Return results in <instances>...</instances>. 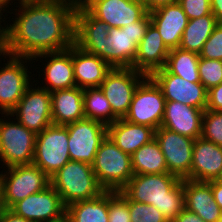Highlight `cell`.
Wrapping results in <instances>:
<instances>
[{
	"label": "cell",
	"mask_w": 222,
	"mask_h": 222,
	"mask_svg": "<svg viewBox=\"0 0 222 222\" xmlns=\"http://www.w3.org/2000/svg\"><path fill=\"white\" fill-rule=\"evenodd\" d=\"M79 0H18L12 23H6L1 51L33 58L69 48L74 43L75 10ZM18 5V6H17ZM18 13H17V12ZM15 17V18H13Z\"/></svg>",
	"instance_id": "6da1fadb"
},
{
	"label": "cell",
	"mask_w": 222,
	"mask_h": 222,
	"mask_svg": "<svg viewBox=\"0 0 222 222\" xmlns=\"http://www.w3.org/2000/svg\"><path fill=\"white\" fill-rule=\"evenodd\" d=\"M121 192L130 201L153 205L169 222L185 208L183 179L171 173L134 175Z\"/></svg>",
	"instance_id": "7a4b0ae2"
},
{
	"label": "cell",
	"mask_w": 222,
	"mask_h": 222,
	"mask_svg": "<svg viewBox=\"0 0 222 222\" xmlns=\"http://www.w3.org/2000/svg\"><path fill=\"white\" fill-rule=\"evenodd\" d=\"M151 23L147 12L140 20L118 28H109V35L102 41H74L86 52L95 54L112 68H132L138 45Z\"/></svg>",
	"instance_id": "3957f363"
},
{
	"label": "cell",
	"mask_w": 222,
	"mask_h": 222,
	"mask_svg": "<svg viewBox=\"0 0 222 222\" xmlns=\"http://www.w3.org/2000/svg\"><path fill=\"white\" fill-rule=\"evenodd\" d=\"M50 181L66 207L77 201L98 197L105 191L99 185L91 164L85 162L69 160Z\"/></svg>",
	"instance_id": "277c9868"
},
{
	"label": "cell",
	"mask_w": 222,
	"mask_h": 222,
	"mask_svg": "<svg viewBox=\"0 0 222 222\" xmlns=\"http://www.w3.org/2000/svg\"><path fill=\"white\" fill-rule=\"evenodd\" d=\"M105 191H121L134 176L131 155L123 152L107 135L91 164Z\"/></svg>",
	"instance_id": "5b68a950"
},
{
	"label": "cell",
	"mask_w": 222,
	"mask_h": 222,
	"mask_svg": "<svg viewBox=\"0 0 222 222\" xmlns=\"http://www.w3.org/2000/svg\"><path fill=\"white\" fill-rule=\"evenodd\" d=\"M1 117L4 118H0V163L3 162L0 168L33 163L36 134L10 119V113Z\"/></svg>",
	"instance_id": "8992f818"
},
{
	"label": "cell",
	"mask_w": 222,
	"mask_h": 222,
	"mask_svg": "<svg viewBox=\"0 0 222 222\" xmlns=\"http://www.w3.org/2000/svg\"><path fill=\"white\" fill-rule=\"evenodd\" d=\"M50 185V178L33 163L7 167L0 172V187L7 209Z\"/></svg>",
	"instance_id": "52a82bcc"
},
{
	"label": "cell",
	"mask_w": 222,
	"mask_h": 222,
	"mask_svg": "<svg viewBox=\"0 0 222 222\" xmlns=\"http://www.w3.org/2000/svg\"><path fill=\"white\" fill-rule=\"evenodd\" d=\"M70 160L66 125L51 124L36 134L33 164L49 178Z\"/></svg>",
	"instance_id": "ba28073f"
},
{
	"label": "cell",
	"mask_w": 222,
	"mask_h": 222,
	"mask_svg": "<svg viewBox=\"0 0 222 222\" xmlns=\"http://www.w3.org/2000/svg\"><path fill=\"white\" fill-rule=\"evenodd\" d=\"M1 57L7 60V63H3V67L0 66V114L4 115L9 114L16 107L27 88L34 83L31 80L33 74L28 69L33 60L11 56L2 51Z\"/></svg>",
	"instance_id": "9c48e42d"
},
{
	"label": "cell",
	"mask_w": 222,
	"mask_h": 222,
	"mask_svg": "<svg viewBox=\"0 0 222 222\" xmlns=\"http://www.w3.org/2000/svg\"><path fill=\"white\" fill-rule=\"evenodd\" d=\"M165 103L161 88L147 76L136 88L129 110L123 119L157 130L162 124Z\"/></svg>",
	"instance_id": "30bf717a"
},
{
	"label": "cell",
	"mask_w": 222,
	"mask_h": 222,
	"mask_svg": "<svg viewBox=\"0 0 222 222\" xmlns=\"http://www.w3.org/2000/svg\"><path fill=\"white\" fill-rule=\"evenodd\" d=\"M35 82L34 80L35 87L32 83L27 88L19 103L10 112V115L28 130L38 134L53 122L51 92L39 87V85L37 86Z\"/></svg>",
	"instance_id": "8fae6325"
},
{
	"label": "cell",
	"mask_w": 222,
	"mask_h": 222,
	"mask_svg": "<svg viewBox=\"0 0 222 222\" xmlns=\"http://www.w3.org/2000/svg\"><path fill=\"white\" fill-rule=\"evenodd\" d=\"M70 160L92 164L99 146L107 136L103 123L83 118L66 125Z\"/></svg>",
	"instance_id": "7c38bea8"
},
{
	"label": "cell",
	"mask_w": 222,
	"mask_h": 222,
	"mask_svg": "<svg viewBox=\"0 0 222 222\" xmlns=\"http://www.w3.org/2000/svg\"><path fill=\"white\" fill-rule=\"evenodd\" d=\"M147 76L133 68H112L99 86L118 118L127 114L134 92Z\"/></svg>",
	"instance_id": "4fadbf2b"
},
{
	"label": "cell",
	"mask_w": 222,
	"mask_h": 222,
	"mask_svg": "<svg viewBox=\"0 0 222 222\" xmlns=\"http://www.w3.org/2000/svg\"><path fill=\"white\" fill-rule=\"evenodd\" d=\"M9 210L31 222H56L66 216V206L51 185L15 203Z\"/></svg>",
	"instance_id": "5bb4252c"
},
{
	"label": "cell",
	"mask_w": 222,
	"mask_h": 222,
	"mask_svg": "<svg viewBox=\"0 0 222 222\" xmlns=\"http://www.w3.org/2000/svg\"><path fill=\"white\" fill-rule=\"evenodd\" d=\"M155 140L165 157L168 173L190 180L195 139L160 127L155 130Z\"/></svg>",
	"instance_id": "9a60e30c"
},
{
	"label": "cell",
	"mask_w": 222,
	"mask_h": 222,
	"mask_svg": "<svg viewBox=\"0 0 222 222\" xmlns=\"http://www.w3.org/2000/svg\"><path fill=\"white\" fill-rule=\"evenodd\" d=\"M97 19L106 22L109 28H122L140 20L146 13L141 0H79Z\"/></svg>",
	"instance_id": "2e32d148"
},
{
	"label": "cell",
	"mask_w": 222,
	"mask_h": 222,
	"mask_svg": "<svg viewBox=\"0 0 222 222\" xmlns=\"http://www.w3.org/2000/svg\"><path fill=\"white\" fill-rule=\"evenodd\" d=\"M150 77L161 88L166 101H177L206 110L208 90L201 82L187 81L165 68L155 71Z\"/></svg>",
	"instance_id": "e0dca14e"
},
{
	"label": "cell",
	"mask_w": 222,
	"mask_h": 222,
	"mask_svg": "<svg viewBox=\"0 0 222 222\" xmlns=\"http://www.w3.org/2000/svg\"><path fill=\"white\" fill-rule=\"evenodd\" d=\"M38 58L40 60L42 58L40 62H42L41 65H44L42 66L43 69L40 70L42 72L41 75L44 76V79L42 78L41 80V83L42 85L44 83V86L42 87L40 83L41 88L52 92L55 90L76 87L72 64V45L65 50L39 54L33 57L32 60L39 61ZM43 58L45 62L43 61ZM43 80L45 82H43Z\"/></svg>",
	"instance_id": "ac0fdd59"
},
{
	"label": "cell",
	"mask_w": 222,
	"mask_h": 222,
	"mask_svg": "<svg viewBox=\"0 0 222 222\" xmlns=\"http://www.w3.org/2000/svg\"><path fill=\"white\" fill-rule=\"evenodd\" d=\"M204 110L177 101H166L161 127L197 139L202 135Z\"/></svg>",
	"instance_id": "d6986e66"
},
{
	"label": "cell",
	"mask_w": 222,
	"mask_h": 222,
	"mask_svg": "<svg viewBox=\"0 0 222 222\" xmlns=\"http://www.w3.org/2000/svg\"><path fill=\"white\" fill-rule=\"evenodd\" d=\"M170 49L165 45L157 28L150 23L145 36L138 45L132 68L146 76L163 69Z\"/></svg>",
	"instance_id": "ffe728a7"
},
{
	"label": "cell",
	"mask_w": 222,
	"mask_h": 222,
	"mask_svg": "<svg viewBox=\"0 0 222 222\" xmlns=\"http://www.w3.org/2000/svg\"><path fill=\"white\" fill-rule=\"evenodd\" d=\"M222 173V147L205 140L195 139L190 180L209 182L218 180Z\"/></svg>",
	"instance_id": "44dd1931"
},
{
	"label": "cell",
	"mask_w": 222,
	"mask_h": 222,
	"mask_svg": "<svg viewBox=\"0 0 222 222\" xmlns=\"http://www.w3.org/2000/svg\"><path fill=\"white\" fill-rule=\"evenodd\" d=\"M72 64L76 87L99 88L112 67L101 57L72 44Z\"/></svg>",
	"instance_id": "7402d4cb"
},
{
	"label": "cell",
	"mask_w": 222,
	"mask_h": 222,
	"mask_svg": "<svg viewBox=\"0 0 222 222\" xmlns=\"http://www.w3.org/2000/svg\"><path fill=\"white\" fill-rule=\"evenodd\" d=\"M151 23L157 28L163 42L169 49L179 47L188 17L176 2L162 6L150 13Z\"/></svg>",
	"instance_id": "603a6c76"
},
{
	"label": "cell",
	"mask_w": 222,
	"mask_h": 222,
	"mask_svg": "<svg viewBox=\"0 0 222 222\" xmlns=\"http://www.w3.org/2000/svg\"><path fill=\"white\" fill-rule=\"evenodd\" d=\"M185 208L205 222H219L222 210L214 200L211 181L197 182L183 179Z\"/></svg>",
	"instance_id": "cb8c5ba5"
},
{
	"label": "cell",
	"mask_w": 222,
	"mask_h": 222,
	"mask_svg": "<svg viewBox=\"0 0 222 222\" xmlns=\"http://www.w3.org/2000/svg\"><path fill=\"white\" fill-rule=\"evenodd\" d=\"M107 135L123 152L132 155L155 138V129L119 118L107 126Z\"/></svg>",
	"instance_id": "d4e9b609"
},
{
	"label": "cell",
	"mask_w": 222,
	"mask_h": 222,
	"mask_svg": "<svg viewBox=\"0 0 222 222\" xmlns=\"http://www.w3.org/2000/svg\"><path fill=\"white\" fill-rule=\"evenodd\" d=\"M84 89L72 87L51 92L52 122L67 125L85 118Z\"/></svg>",
	"instance_id": "484cf974"
},
{
	"label": "cell",
	"mask_w": 222,
	"mask_h": 222,
	"mask_svg": "<svg viewBox=\"0 0 222 222\" xmlns=\"http://www.w3.org/2000/svg\"><path fill=\"white\" fill-rule=\"evenodd\" d=\"M109 191L98 197L81 200L66 207V217L70 222H109Z\"/></svg>",
	"instance_id": "4316f807"
},
{
	"label": "cell",
	"mask_w": 222,
	"mask_h": 222,
	"mask_svg": "<svg viewBox=\"0 0 222 222\" xmlns=\"http://www.w3.org/2000/svg\"><path fill=\"white\" fill-rule=\"evenodd\" d=\"M217 24L218 22L212 13L188 20L179 47L200 54L204 43L210 37Z\"/></svg>",
	"instance_id": "83f0119b"
},
{
	"label": "cell",
	"mask_w": 222,
	"mask_h": 222,
	"mask_svg": "<svg viewBox=\"0 0 222 222\" xmlns=\"http://www.w3.org/2000/svg\"><path fill=\"white\" fill-rule=\"evenodd\" d=\"M131 160L134 175L168 173L165 157L155 138L137 149Z\"/></svg>",
	"instance_id": "f1b7e54d"
},
{
	"label": "cell",
	"mask_w": 222,
	"mask_h": 222,
	"mask_svg": "<svg viewBox=\"0 0 222 222\" xmlns=\"http://www.w3.org/2000/svg\"><path fill=\"white\" fill-rule=\"evenodd\" d=\"M108 35V24L95 18L78 1L75 10L74 41H102Z\"/></svg>",
	"instance_id": "f546056e"
},
{
	"label": "cell",
	"mask_w": 222,
	"mask_h": 222,
	"mask_svg": "<svg viewBox=\"0 0 222 222\" xmlns=\"http://www.w3.org/2000/svg\"><path fill=\"white\" fill-rule=\"evenodd\" d=\"M200 55L180 47L170 49L165 69L190 82H200L198 63Z\"/></svg>",
	"instance_id": "4dcf8cb0"
},
{
	"label": "cell",
	"mask_w": 222,
	"mask_h": 222,
	"mask_svg": "<svg viewBox=\"0 0 222 222\" xmlns=\"http://www.w3.org/2000/svg\"><path fill=\"white\" fill-rule=\"evenodd\" d=\"M84 115L103 123L105 126L119 119L113 112L109 101L100 88H86L83 94Z\"/></svg>",
	"instance_id": "1f68e13d"
},
{
	"label": "cell",
	"mask_w": 222,
	"mask_h": 222,
	"mask_svg": "<svg viewBox=\"0 0 222 222\" xmlns=\"http://www.w3.org/2000/svg\"><path fill=\"white\" fill-rule=\"evenodd\" d=\"M201 137L222 147V111L204 110Z\"/></svg>",
	"instance_id": "d6a6232c"
},
{
	"label": "cell",
	"mask_w": 222,
	"mask_h": 222,
	"mask_svg": "<svg viewBox=\"0 0 222 222\" xmlns=\"http://www.w3.org/2000/svg\"><path fill=\"white\" fill-rule=\"evenodd\" d=\"M200 82L209 90L222 83V61L200 58L198 63Z\"/></svg>",
	"instance_id": "836d02e7"
},
{
	"label": "cell",
	"mask_w": 222,
	"mask_h": 222,
	"mask_svg": "<svg viewBox=\"0 0 222 222\" xmlns=\"http://www.w3.org/2000/svg\"><path fill=\"white\" fill-rule=\"evenodd\" d=\"M128 208L131 222H169L153 205L128 199Z\"/></svg>",
	"instance_id": "e575fe53"
},
{
	"label": "cell",
	"mask_w": 222,
	"mask_h": 222,
	"mask_svg": "<svg viewBox=\"0 0 222 222\" xmlns=\"http://www.w3.org/2000/svg\"><path fill=\"white\" fill-rule=\"evenodd\" d=\"M109 222H131L128 198L121 191H109Z\"/></svg>",
	"instance_id": "d590c367"
},
{
	"label": "cell",
	"mask_w": 222,
	"mask_h": 222,
	"mask_svg": "<svg viewBox=\"0 0 222 222\" xmlns=\"http://www.w3.org/2000/svg\"><path fill=\"white\" fill-rule=\"evenodd\" d=\"M200 58L222 61V23H218L204 43Z\"/></svg>",
	"instance_id": "8d00e7d4"
},
{
	"label": "cell",
	"mask_w": 222,
	"mask_h": 222,
	"mask_svg": "<svg viewBox=\"0 0 222 222\" xmlns=\"http://www.w3.org/2000/svg\"><path fill=\"white\" fill-rule=\"evenodd\" d=\"M189 20L211 14L210 0H178Z\"/></svg>",
	"instance_id": "74e56055"
},
{
	"label": "cell",
	"mask_w": 222,
	"mask_h": 222,
	"mask_svg": "<svg viewBox=\"0 0 222 222\" xmlns=\"http://www.w3.org/2000/svg\"><path fill=\"white\" fill-rule=\"evenodd\" d=\"M207 110L222 111V83L207 92Z\"/></svg>",
	"instance_id": "f35d334b"
},
{
	"label": "cell",
	"mask_w": 222,
	"mask_h": 222,
	"mask_svg": "<svg viewBox=\"0 0 222 222\" xmlns=\"http://www.w3.org/2000/svg\"><path fill=\"white\" fill-rule=\"evenodd\" d=\"M171 222H205L197 214L184 208Z\"/></svg>",
	"instance_id": "ab89813d"
},
{
	"label": "cell",
	"mask_w": 222,
	"mask_h": 222,
	"mask_svg": "<svg viewBox=\"0 0 222 222\" xmlns=\"http://www.w3.org/2000/svg\"><path fill=\"white\" fill-rule=\"evenodd\" d=\"M141 1L144 3L145 8L147 12L149 13L162 6H166V5L178 2V0H141Z\"/></svg>",
	"instance_id": "60d3db41"
},
{
	"label": "cell",
	"mask_w": 222,
	"mask_h": 222,
	"mask_svg": "<svg viewBox=\"0 0 222 222\" xmlns=\"http://www.w3.org/2000/svg\"><path fill=\"white\" fill-rule=\"evenodd\" d=\"M211 190L214 196V200L216 201L217 205L222 210V182L218 180H212Z\"/></svg>",
	"instance_id": "b9f144b4"
},
{
	"label": "cell",
	"mask_w": 222,
	"mask_h": 222,
	"mask_svg": "<svg viewBox=\"0 0 222 222\" xmlns=\"http://www.w3.org/2000/svg\"><path fill=\"white\" fill-rule=\"evenodd\" d=\"M211 11L218 23H222V0H210Z\"/></svg>",
	"instance_id": "7bdbcfd3"
},
{
	"label": "cell",
	"mask_w": 222,
	"mask_h": 222,
	"mask_svg": "<svg viewBox=\"0 0 222 222\" xmlns=\"http://www.w3.org/2000/svg\"><path fill=\"white\" fill-rule=\"evenodd\" d=\"M6 5H7V1H0V43H2L3 41V38H4V34H5V26L1 25L2 21L4 23H6L7 21L3 20L5 19L6 17L5 16H8V14L6 15V11L9 10L6 8ZM3 11V12H2ZM3 13H5V15H3ZM2 17H4L2 19ZM2 20V21H1ZM3 26V27H2Z\"/></svg>",
	"instance_id": "ee69618b"
},
{
	"label": "cell",
	"mask_w": 222,
	"mask_h": 222,
	"mask_svg": "<svg viewBox=\"0 0 222 222\" xmlns=\"http://www.w3.org/2000/svg\"><path fill=\"white\" fill-rule=\"evenodd\" d=\"M1 222H31V221H28L23 217L17 216L12 211L7 209L3 215Z\"/></svg>",
	"instance_id": "f6af8a7d"
},
{
	"label": "cell",
	"mask_w": 222,
	"mask_h": 222,
	"mask_svg": "<svg viewBox=\"0 0 222 222\" xmlns=\"http://www.w3.org/2000/svg\"><path fill=\"white\" fill-rule=\"evenodd\" d=\"M7 210L5 203H4V198H3V193L0 187V222L3 218V215L5 213V211Z\"/></svg>",
	"instance_id": "bcb514c9"
},
{
	"label": "cell",
	"mask_w": 222,
	"mask_h": 222,
	"mask_svg": "<svg viewBox=\"0 0 222 222\" xmlns=\"http://www.w3.org/2000/svg\"><path fill=\"white\" fill-rule=\"evenodd\" d=\"M7 1V5L6 7L9 8V6H11V4L14 2V1H18V0H6ZM11 1V2H10Z\"/></svg>",
	"instance_id": "7dc6e473"
},
{
	"label": "cell",
	"mask_w": 222,
	"mask_h": 222,
	"mask_svg": "<svg viewBox=\"0 0 222 222\" xmlns=\"http://www.w3.org/2000/svg\"><path fill=\"white\" fill-rule=\"evenodd\" d=\"M56 222H70L69 219L65 216L63 219Z\"/></svg>",
	"instance_id": "c3c4849f"
},
{
	"label": "cell",
	"mask_w": 222,
	"mask_h": 222,
	"mask_svg": "<svg viewBox=\"0 0 222 222\" xmlns=\"http://www.w3.org/2000/svg\"><path fill=\"white\" fill-rule=\"evenodd\" d=\"M218 181L222 182V173H221L220 177L218 178Z\"/></svg>",
	"instance_id": "681fc988"
},
{
	"label": "cell",
	"mask_w": 222,
	"mask_h": 222,
	"mask_svg": "<svg viewBox=\"0 0 222 222\" xmlns=\"http://www.w3.org/2000/svg\"><path fill=\"white\" fill-rule=\"evenodd\" d=\"M219 222H222V213H221V217H220V219H219Z\"/></svg>",
	"instance_id": "f907efd6"
}]
</instances>
